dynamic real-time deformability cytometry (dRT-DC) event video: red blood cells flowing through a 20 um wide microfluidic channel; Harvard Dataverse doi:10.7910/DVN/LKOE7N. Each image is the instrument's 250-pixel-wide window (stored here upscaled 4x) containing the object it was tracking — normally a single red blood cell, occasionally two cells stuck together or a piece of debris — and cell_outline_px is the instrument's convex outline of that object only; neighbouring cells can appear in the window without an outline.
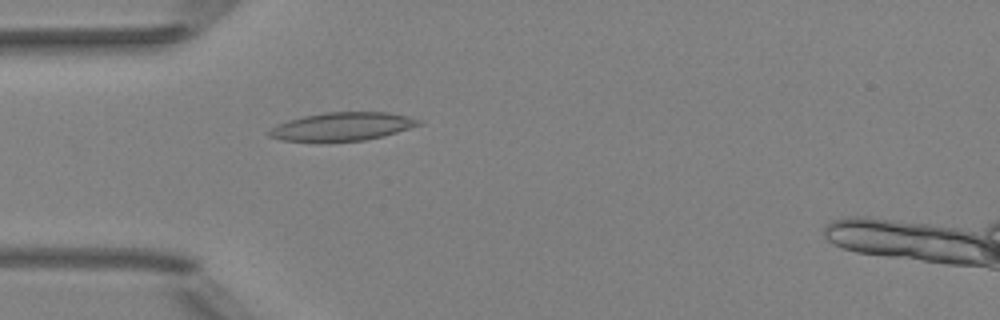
{"species": "Egyptian fruit bat (a non-hibernating species)", "species_latin": "Rousettus aegyptiacus", "temperature_condition": "room temperature", "stored_images_in_passage": 39, "segment_of_instrument_passage": [1, 2], "camera_frame_rate_fps": 3000, "um_per_image_px": 0.085, "animal": {"sex": "female"}, "frame": {"image": 1, "passage_image": 2, "time_ms": 0.333, "image_size_px": [1000, 320], "cell_outline_px": [[424, 124], [384, 136], [364, 140], [320, 144], [280, 140], [268, 136], [268, 132], [272, 128], [288, 120], [304, 116], [324, 112], [388, 112], [408, 116], [420, 120]], "centroid_in_image_um": [29.07, 10.79], "position_along_channel_um": 55.9, "area_um2": 25.43}}
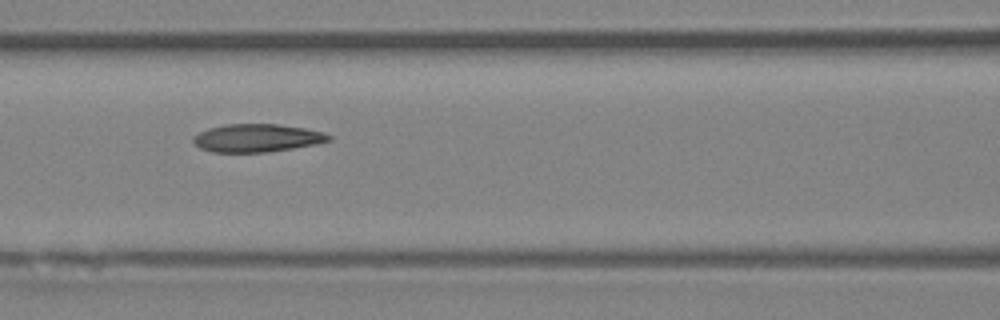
{"frame": {"image": 2, "passage_image": 9, "time_ms": 2.667, "image_size_px": [1000, 320], "cell_outline_px": [[332, 140], [316, 144], [268, 152], [212, 152], [200, 148], [192, 140], [192, 136], [208, 128], [224, 124], [280, 124], [304, 128], [320, 132], [332, 136]], "centroid_in_image_um": [21.82, 11.73], "position_along_channel_um": 144.8, "area_um2": 22.08}}
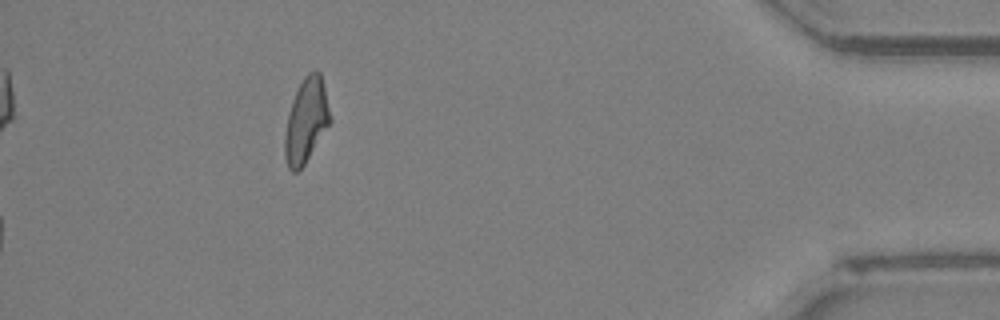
{"frame": {"image": 3, "passage_image": 33, "time_ms": 10.667, "image_size_px": [1000, 320], "cell_outline_px": [[332, 120], [304, 164], [296, 172], [292, 172], [288, 168], [284, 156], [284, 132], [288, 112], [292, 100], [304, 76], [308, 72], [320, 72]], "centroid_in_image_um": [25.99, 10.27], "position_along_channel_um": 409.2, "area_um2": 22.08}}